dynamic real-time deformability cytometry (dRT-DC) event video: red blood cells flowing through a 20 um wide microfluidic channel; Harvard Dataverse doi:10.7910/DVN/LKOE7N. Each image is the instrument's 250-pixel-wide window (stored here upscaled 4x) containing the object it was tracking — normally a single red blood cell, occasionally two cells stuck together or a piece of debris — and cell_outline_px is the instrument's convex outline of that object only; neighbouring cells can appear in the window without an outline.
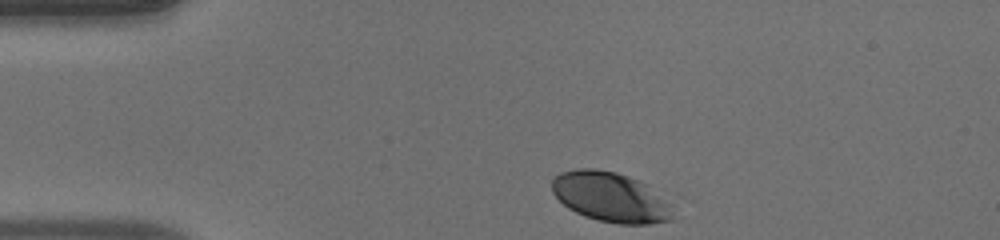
{"species": "human", "species_latin": "Homo sapiens", "temperature_condition": "warm", "stored_images_in_passage": 8, "camera_frame_rate_fps": 3000, "um_per_image_px": 0.085, "donor": {"sex": "male"}, "frame": {"image": 1, "passage_image": 1, "time_ms": 0.0, "image_size_px": [1000, 240], "cell_outline_px": [[684, 196], [672, 220], [648, 224], [620, 224], [596, 220], [584, 216], [568, 208], [552, 192], [552, 180], [560, 172], [576, 168], [596, 168], [616, 172], [628, 176]], "centroid_in_image_um": [52.23, 16.75], "position_along_channel_um": 32.8, "area_um2": 37.86}}
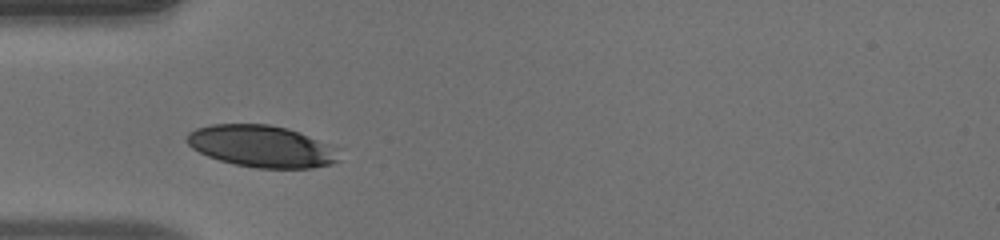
{"frame": {"image": 2, "passage_image": 7, "time_ms": 2.0, "image_size_px": [1000, 240], "cell_outline_px": [[340, 160], [332, 164], [312, 168], [256, 168], [236, 164], [220, 160], [208, 156], [192, 148], [184, 140], [188, 132], [196, 128], [212, 124], [268, 124], [288, 128], [300, 132], [324, 144]], "centroid_in_image_um": [22.12, 12.43], "position_along_channel_um": 62.9, "area_um2": 36.47}}